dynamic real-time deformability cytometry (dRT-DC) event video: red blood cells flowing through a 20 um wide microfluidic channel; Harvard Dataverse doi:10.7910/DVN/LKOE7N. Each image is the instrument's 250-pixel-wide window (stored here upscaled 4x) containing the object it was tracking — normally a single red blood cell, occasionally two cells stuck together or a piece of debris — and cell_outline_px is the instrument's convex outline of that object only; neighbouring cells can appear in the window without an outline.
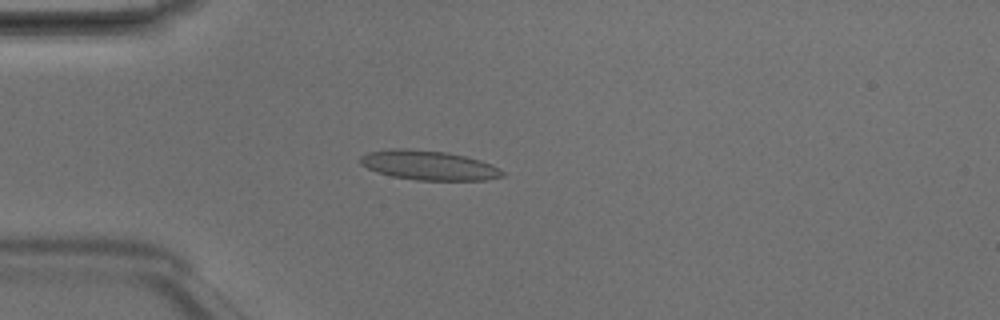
{"species": "Egyptian fruit bat (a non-hibernating species)", "species_latin": "Rousettus aegyptiacus", "temperature_condition": "room temperature", "stored_images_in_passage": 3, "camera_frame_rate_fps": 3000, "um_per_image_px": 0.085, "animal": {"sex": "male"}, "frame": {"image": 1, "passage_image": 3, "time_ms": 0.667, "image_size_px": [1000, 320], "cell_outline_px": [[504, 176], [484, 180], [416, 180], [392, 176], [368, 168], [360, 164], [360, 156], [368, 152], [388, 148], [408, 148], [448, 152], [480, 160], [492, 164], [500, 168], [504, 172]], "centroid_in_image_um": [36.44, 14.03], "position_along_channel_um": 48.6, "area_um2": 24.51}}